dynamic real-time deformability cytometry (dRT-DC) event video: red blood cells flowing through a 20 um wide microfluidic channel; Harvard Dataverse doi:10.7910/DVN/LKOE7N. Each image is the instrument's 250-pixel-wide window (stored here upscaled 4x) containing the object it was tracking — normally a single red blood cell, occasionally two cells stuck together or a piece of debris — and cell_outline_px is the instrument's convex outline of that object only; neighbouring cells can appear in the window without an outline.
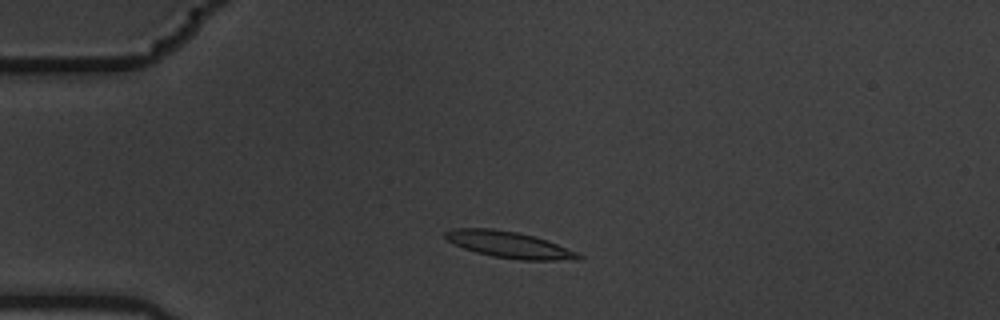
{"species": "common noctule bat (a hibernating species)", "species_latin": "Nyctalus noctula", "temperature_condition": "warm", "stored_images_in_passage": 2, "camera_frame_rate_fps": 3000, "um_per_image_px": 0.085, "animal": {"sex": "male", "body_mass_g": 19.5, "forearm_length_mm": 54.6}, "frame": {"image": 1, "passage_image": 1, "time_ms": 0.0, "image_size_px": [1000, 320], "cell_outline_px": [[584, 256], [580, 260], [520, 260], [492, 256], [476, 252], [464, 248], [448, 240], [444, 236], [444, 232], [456, 228], [492, 228], [516, 232], [532, 236], [580, 252]], "centroid_in_image_um": [43.32, 20.81], "position_along_channel_um": 41.7, "area_um2": 20.35}}